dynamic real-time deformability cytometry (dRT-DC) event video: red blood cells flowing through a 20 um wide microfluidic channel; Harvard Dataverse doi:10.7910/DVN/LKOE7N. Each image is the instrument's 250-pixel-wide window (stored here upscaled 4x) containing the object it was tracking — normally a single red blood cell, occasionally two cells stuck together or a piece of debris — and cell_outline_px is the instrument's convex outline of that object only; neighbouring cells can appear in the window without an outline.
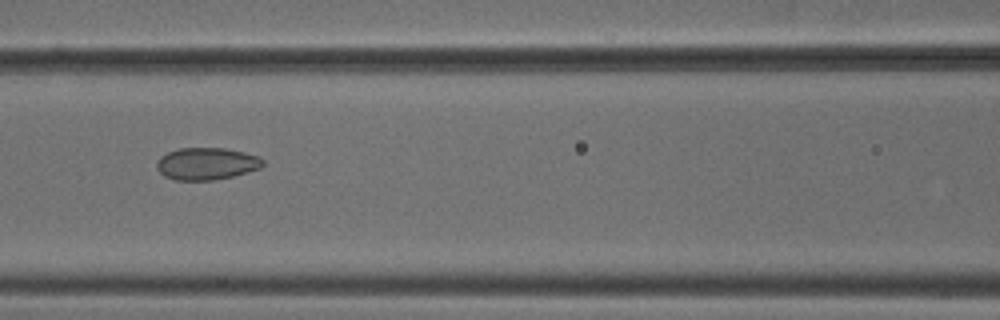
{"species": "common noctule bat (a hibernating species)", "species_latin": "Nyctalus noctula", "temperature_condition": "cold", "stored_images_in_passage": 6, "camera_frame_rate_fps": 3000, "um_per_image_px": 0.085, "animal": {"sex": "male", "body_mass_g": 18.8}, "frame": {"image": 1, "passage_image": 4, "time_ms": 1.0, "image_size_px": [1000, 320], "cell_outline_px": [[264, 164], [260, 168], [232, 176], [216, 180], [176, 180], [164, 176], [156, 168], [156, 160], [160, 156], [168, 152], [180, 148], [224, 148], [244, 152], [260, 156], [264, 160]], "centroid_in_image_um": [17.55, 13.91], "position_along_channel_um": 149.1, "area_um2": 20.0}}
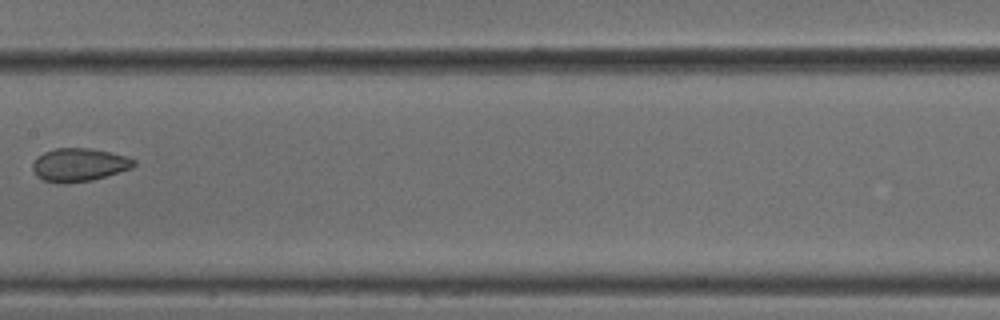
{"frame": {"image": 2, "passage_image": 5, "time_ms": 1.333, "image_size_px": [1000, 320], "cell_outline_px": [[136, 164], [132, 168], [92, 180], [64, 184], [40, 180], [36, 176], [32, 168], [32, 164], [44, 152], [56, 148], [88, 148], [112, 152], [136, 160]], "centroid_in_image_um": [6.71, 14.02], "position_along_channel_um": 200.7, "area_um2": 19.59}}
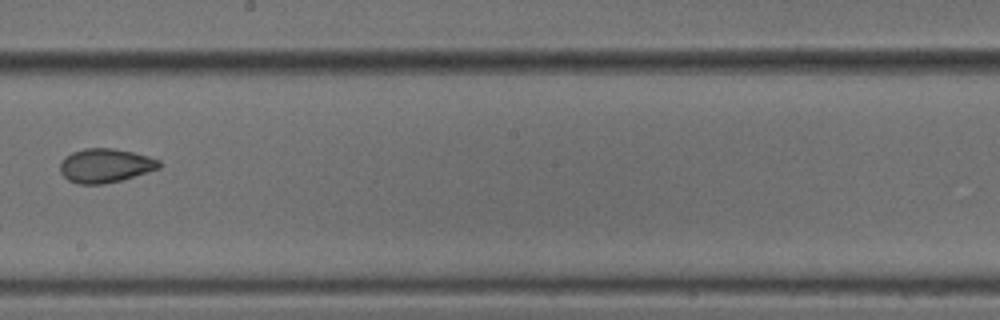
{"frame": {"image": 3, "passage_image": 6, "time_ms": 1.667, "image_size_px": [1000, 320], "cell_outline_px": [[160, 168], [120, 180], [104, 184], [80, 184], [68, 180], [60, 172], [60, 164], [64, 156], [72, 152], [84, 148], [112, 148], [132, 152], [148, 156], [160, 160]], "centroid_in_image_um": [8.92, 14.06], "position_along_channel_um": 239.3, "area_um2": 19.54}}